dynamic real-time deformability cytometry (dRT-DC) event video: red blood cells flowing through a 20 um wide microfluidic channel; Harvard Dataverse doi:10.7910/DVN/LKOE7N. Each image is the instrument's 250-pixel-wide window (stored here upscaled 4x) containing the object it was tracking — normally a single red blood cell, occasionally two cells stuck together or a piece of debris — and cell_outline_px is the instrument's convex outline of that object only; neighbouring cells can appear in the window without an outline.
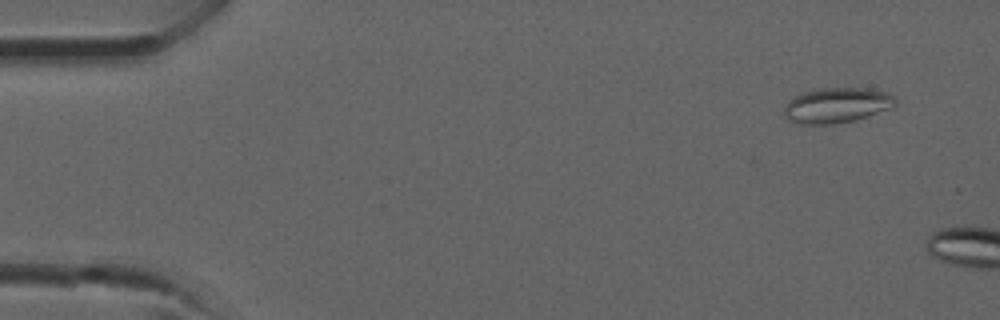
{"species": "common noctule bat (a hibernating species)", "species_latin": "Nyctalus noctula", "temperature_condition": "room temperature", "stored_images_in_passage": 2, "camera_frame_rate_fps": 3000, "um_per_image_px": 0.085, "animal": {"sex": "male", "forearm_length_mm": 52.5}, "frame": {"image": 1, "passage_image": 1, "time_ms": 0.0, "image_size_px": [1000, 320], "cell_outline_px": [[896, 104], [892, 108], [856, 120], [832, 124], [800, 124], [788, 120], [784, 116], [784, 108], [788, 100], [792, 96], [804, 92], [820, 88], [868, 88], [888, 92], [896, 96]], "centroid_in_image_um": [71.13, 8.94], "position_along_channel_um": 13.9, "area_um2": 23.18}}